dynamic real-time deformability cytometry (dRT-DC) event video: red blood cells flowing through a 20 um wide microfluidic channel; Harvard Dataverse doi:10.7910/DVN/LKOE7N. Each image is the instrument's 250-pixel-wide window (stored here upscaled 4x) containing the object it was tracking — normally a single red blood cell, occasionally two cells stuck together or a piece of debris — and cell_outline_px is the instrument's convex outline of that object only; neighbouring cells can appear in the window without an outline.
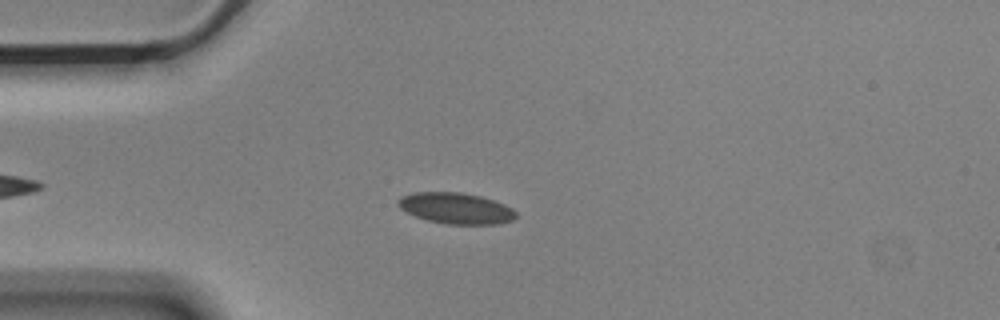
{"species": "Egyptian fruit bat (a non-hibernating species)", "species_latin": "Rousettus aegyptiacus", "temperature_condition": "cold", "stored_images_in_passage": 42, "camera_frame_rate_fps": 3000, "um_per_image_px": 0.085, "animal": {"sex": "male"}, "frame": {"image": 1, "passage_image": 10, "time_ms": 3.0, "image_size_px": [1000, 320], "cell_outline_px": [[516, 216], [512, 220], [500, 224], [448, 224], [428, 220], [416, 216], [400, 208], [396, 204], [396, 200], [400, 196], [412, 192], [460, 192], [480, 196], [504, 204], [512, 208], [516, 212]], "centroid_in_image_um": [38.73, 17.69], "position_along_channel_um": 46.3, "area_um2": 21.33}}
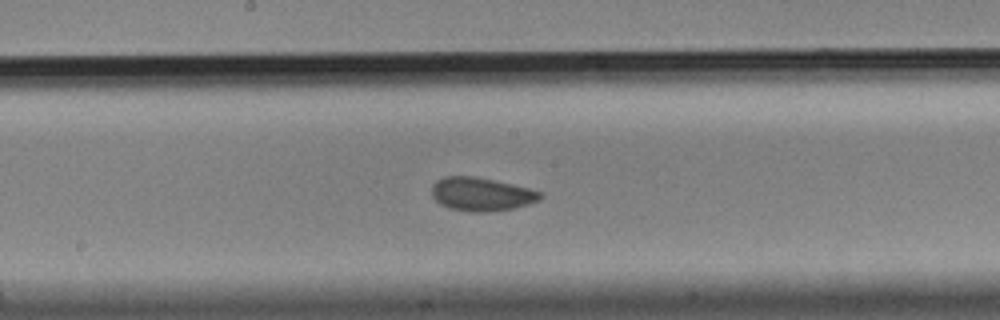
{"frame": {"image": 2, "passage_image": 25, "time_ms": 8.0, "image_size_px": [1000, 320], "cell_outline_px": [[544, 196], [540, 200], [516, 208], [488, 212], [472, 212], [448, 208], [440, 204], [432, 196], [432, 184], [436, 180], [444, 176], [476, 176], [528, 188], [540, 192]], "centroid_in_image_um": [40.9, 16.51], "position_along_channel_um": 207.3, "area_um2": 21.27}}
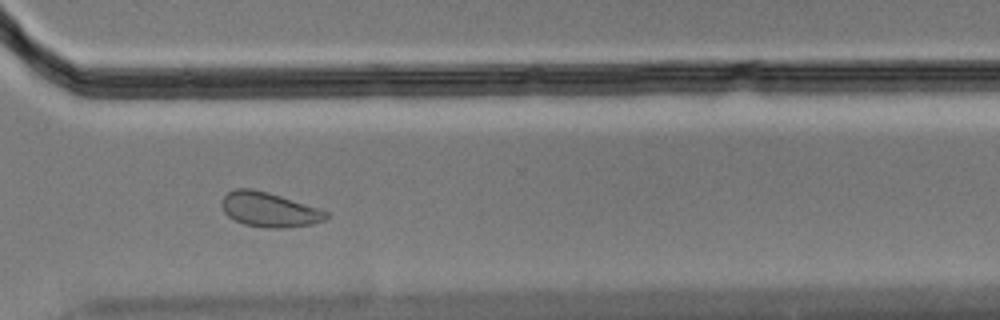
{"frame": {"image": 3, "passage_image": 37, "time_ms": 12.0, "image_size_px": [1000, 320], "cell_outline_px": [[328, 220], [312, 224], [280, 228], [264, 228], [244, 224], [228, 216], [224, 212], [220, 204], [224, 196], [228, 192], [236, 188], [252, 188], [268, 192], [328, 212]], "centroid_in_image_um": [22.85, 17.82], "position_along_channel_um": 347.7, "area_um2": 20.92}, "authors_computed_cell_mechanics": {"area_um2": 20.9236, "velocity_mm_per_s": 3.5168, "shape_relaxation_time_tau1_ms": 2.5032, "shape_relaxation_time_tau2_ms": 2.6613, "deformation_change_tau1": 0.0632, "deformation_change_tau2": 0.0529}}